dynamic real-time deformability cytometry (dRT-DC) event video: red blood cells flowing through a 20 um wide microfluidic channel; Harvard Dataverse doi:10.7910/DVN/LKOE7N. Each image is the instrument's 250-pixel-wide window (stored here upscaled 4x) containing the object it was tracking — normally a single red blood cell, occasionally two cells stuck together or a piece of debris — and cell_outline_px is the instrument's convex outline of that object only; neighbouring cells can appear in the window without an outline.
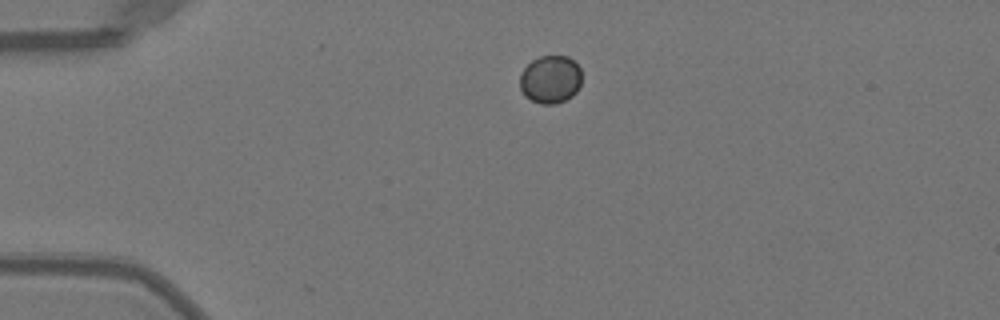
{"species": "Egyptian fruit bat (a non-hibernating species)", "species_latin": "Rousettus aegyptiacus", "temperature_condition": "warm", "stored_images_in_passage": 35, "camera_frame_rate_fps": 3000, "um_per_image_px": 0.085, "animal": {"sex": "female"}, "frame": {"image": 1, "passage_image": 1, "time_ms": 0.0, "image_size_px": [1000, 320], "cell_outline_px": [[580, 84], [576, 92], [572, 96], [556, 104], [540, 104], [524, 96], [520, 88], [520, 72], [532, 60], [540, 56], [568, 56], [580, 68]], "centroid_in_image_um": [46.76, 6.75], "position_along_channel_um": 38.2, "area_um2": 17.28}}
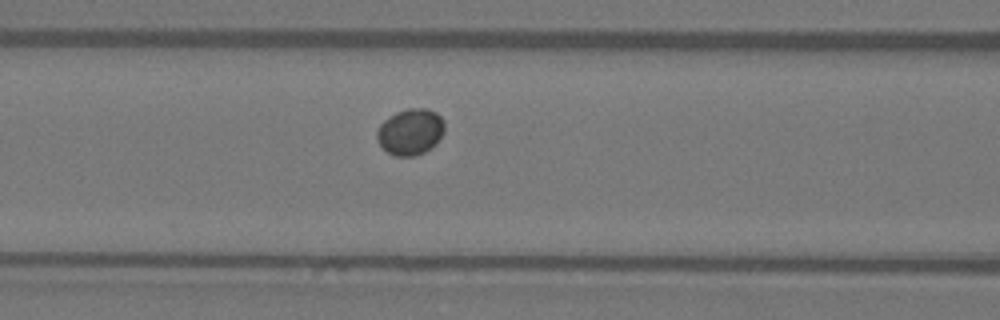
{"frame": {"image": 2, "passage_image": 11, "time_ms": 3.333, "image_size_px": [1000, 320], "cell_outline_px": [[444, 132], [436, 144], [432, 148], [416, 156], [396, 156], [388, 152], [380, 144], [376, 136], [376, 132], [380, 124], [388, 116], [396, 112], [408, 108], [424, 108], [436, 112], [444, 120]], "centroid_in_image_um": [34.9, 11.2], "position_along_channel_um": 131.7, "area_um2": 18.32}}
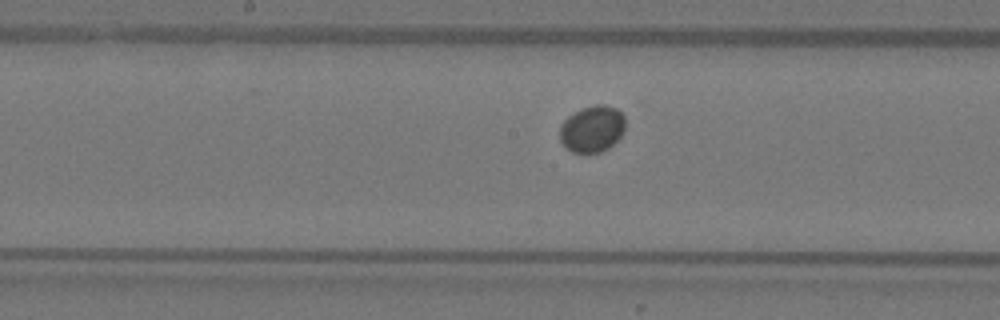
{"frame": {"image": 3, "passage_image": 16, "time_ms": 5.0, "image_size_px": [1000, 320], "cell_outline_px": [[624, 132], [608, 148], [600, 152], [572, 152], [560, 140], [560, 124], [568, 116], [580, 108], [596, 104], [604, 104], [616, 108], [624, 116]], "centroid_in_image_um": [50.33, 10.93], "position_along_channel_um": 197.9, "area_um2": 17.69}}